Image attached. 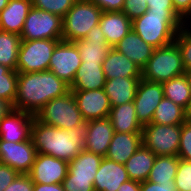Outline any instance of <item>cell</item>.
<instances>
[{"label":"cell","mask_w":191,"mask_h":191,"mask_svg":"<svg viewBox=\"0 0 191 191\" xmlns=\"http://www.w3.org/2000/svg\"><path fill=\"white\" fill-rule=\"evenodd\" d=\"M70 87L52 71L18 73L17 94L14 109L35 116L54 98L64 96Z\"/></svg>","instance_id":"obj_1"},{"label":"cell","mask_w":191,"mask_h":191,"mask_svg":"<svg viewBox=\"0 0 191 191\" xmlns=\"http://www.w3.org/2000/svg\"><path fill=\"white\" fill-rule=\"evenodd\" d=\"M86 127L63 130L33 119L31 140L37 153L70 162L85 146Z\"/></svg>","instance_id":"obj_2"},{"label":"cell","mask_w":191,"mask_h":191,"mask_svg":"<svg viewBox=\"0 0 191 191\" xmlns=\"http://www.w3.org/2000/svg\"><path fill=\"white\" fill-rule=\"evenodd\" d=\"M183 19L176 12H151L149 9L132 20V30L154 48L175 41L177 32L183 27Z\"/></svg>","instance_id":"obj_3"},{"label":"cell","mask_w":191,"mask_h":191,"mask_svg":"<svg viewBox=\"0 0 191 191\" xmlns=\"http://www.w3.org/2000/svg\"><path fill=\"white\" fill-rule=\"evenodd\" d=\"M185 74L180 50L175 42L154 48L151 58L142 69V79L164 83Z\"/></svg>","instance_id":"obj_4"},{"label":"cell","mask_w":191,"mask_h":191,"mask_svg":"<svg viewBox=\"0 0 191 191\" xmlns=\"http://www.w3.org/2000/svg\"><path fill=\"white\" fill-rule=\"evenodd\" d=\"M34 117L44 124L63 130L85 126V121L71 90L64 96L49 101Z\"/></svg>","instance_id":"obj_5"},{"label":"cell","mask_w":191,"mask_h":191,"mask_svg":"<svg viewBox=\"0 0 191 191\" xmlns=\"http://www.w3.org/2000/svg\"><path fill=\"white\" fill-rule=\"evenodd\" d=\"M102 10L90 0H76L62 18L63 40L74 42L84 39L88 32L99 25Z\"/></svg>","instance_id":"obj_6"},{"label":"cell","mask_w":191,"mask_h":191,"mask_svg":"<svg viewBox=\"0 0 191 191\" xmlns=\"http://www.w3.org/2000/svg\"><path fill=\"white\" fill-rule=\"evenodd\" d=\"M63 39L21 40L16 71L18 73L48 70L53 50Z\"/></svg>","instance_id":"obj_7"},{"label":"cell","mask_w":191,"mask_h":191,"mask_svg":"<svg viewBox=\"0 0 191 191\" xmlns=\"http://www.w3.org/2000/svg\"><path fill=\"white\" fill-rule=\"evenodd\" d=\"M181 137V125L150 123L142 128V145L156 156H177Z\"/></svg>","instance_id":"obj_8"},{"label":"cell","mask_w":191,"mask_h":191,"mask_svg":"<svg viewBox=\"0 0 191 191\" xmlns=\"http://www.w3.org/2000/svg\"><path fill=\"white\" fill-rule=\"evenodd\" d=\"M62 26L59 15L32 7L24 22L21 40L63 39Z\"/></svg>","instance_id":"obj_9"},{"label":"cell","mask_w":191,"mask_h":191,"mask_svg":"<svg viewBox=\"0 0 191 191\" xmlns=\"http://www.w3.org/2000/svg\"><path fill=\"white\" fill-rule=\"evenodd\" d=\"M81 62L80 53L74 42L60 40L53 50L48 70L70 86Z\"/></svg>","instance_id":"obj_10"},{"label":"cell","mask_w":191,"mask_h":191,"mask_svg":"<svg viewBox=\"0 0 191 191\" xmlns=\"http://www.w3.org/2000/svg\"><path fill=\"white\" fill-rule=\"evenodd\" d=\"M37 151L32 140L12 142L0 140V163L8 165L19 174H28Z\"/></svg>","instance_id":"obj_11"},{"label":"cell","mask_w":191,"mask_h":191,"mask_svg":"<svg viewBox=\"0 0 191 191\" xmlns=\"http://www.w3.org/2000/svg\"><path fill=\"white\" fill-rule=\"evenodd\" d=\"M163 97L162 83L149 82L142 78L140 79L133 102L137 120L142 126L152 122L155 109Z\"/></svg>","instance_id":"obj_12"},{"label":"cell","mask_w":191,"mask_h":191,"mask_svg":"<svg viewBox=\"0 0 191 191\" xmlns=\"http://www.w3.org/2000/svg\"><path fill=\"white\" fill-rule=\"evenodd\" d=\"M68 165L66 161L37 153L28 176L34 183H62L68 173Z\"/></svg>","instance_id":"obj_13"},{"label":"cell","mask_w":191,"mask_h":191,"mask_svg":"<svg viewBox=\"0 0 191 191\" xmlns=\"http://www.w3.org/2000/svg\"><path fill=\"white\" fill-rule=\"evenodd\" d=\"M72 93L85 122L109 116L111 106L104 88L72 91Z\"/></svg>","instance_id":"obj_14"},{"label":"cell","mask_w":191,"mask_h":191,"mask_svg":"<svg viewBox=\"0 0 191 191\" xmlns=\"http://www.w3.org/2000/svg\"><path fill=\"white\" fill-rule=\"evenodd\" d=\"M34 116L14 109L0 121V140L21 142L31 140Z\"/></svg>","instance_id":"obj_15"},{"label":"cell","mask_w":191,"mask_h":191,"mask_svg":"<svg viewBox=\"0 0 191 191\" xmlns=\"http://www.w3.org/2000/svg\"><path fill=\"white\" fill-rule=\"evenodd\" d=\"M86 136L84 149L94 154L106 156L115 133L110 119H96L85 122Z\"/></svg>","instance_id":"obj_16"},{"label":"cell","mask_w":191,"mask_h":191,"mask_svg":"<svg viewBox=\"0 0 191 191\" xmlns=\"http://www.w3.org/2000/svg\"><path fill=\"white\" fill-rule=\"evenodd\" d=\"M128 180L130 178L123 164L103 157L93 187L95 191H117L119 186Z\"/></svg>","instance_id":"obj_17"},{"label":"cell","mask_w":191,"mask_h":191,"mask_svg":"<svg viewBox=\"0 0 191 191\" xmlns=\"http://www.w3.org/2000/svg\"><path fill=\"white\" fill-rule=\"evenodd\" d=\"M82 61L103 64L107 52L111 48L99 25L93 27L84 39L74 41Z\"/></svg>","instance_id":"obj_18"},{"label":"cell","mask_w":191,"mask_h":191,"mask_svg":"<svg viewBox=\"0 0 191 191\" xmlns=\"http://www.w3.org/2000/svg\"><path fill=\"white\" fill-rule=\"evenodd\" d=\"M99 26L107 44L113 48L132 29V21L122 12H102Z\"/></svg>","instance_id":"obj_19"},{"label":"cell","mask_w":191,"mask_h":191,"mask_svg":"<svg viewBox=\"0 0 191 191\" xmlns=\"http://www.w3.org/2000/svg\"><path fill=\"white\" fill-rule=\"evenodd\" d=\"M32 7V0H9L0 12V30L20 35Z\"/></svg>","instance_id":"obj_20"},{"label":"cell","mask_w":191,"mask_h":191,"mask_svg":"<svg viewBox=\"0 0 191 191\" xmlns=\"http://www.w3.org/2000/svg\"><path fill=\"white\" fill-rule=\"evenodd\" d=\"M113 48L133 61L141 70L151 58L154 50V47L143 41L132 29Z\"/></svg>","instance_id":"obj_21"},{"label":"cell","mask_w":191,"mask_h":191,"mask_svg":"<svg viewBox=\"0 0 191 191\" xmlns=\"http://www.w3.org/2000/svg\"><path fill=\"white\" fill-rule=\"evenodd\" d=\"M141 145L142 133L115 132L105 157L124 165Z\"/></svg>","instance_id":"obj_22"},{"label":"cell","mask_w":191,"mask_h":191,"mask_svg":"<svg viewBox=\"0 0 191 191\" xmlns=\"http://www.w3.org/2000/svg\"><path fill=\"white\" fill-rule=\"evenodd\" d=\"M142 77H116L106 79L104 90L108 96L110 106H119L133 102Z\"/></svg>","instance_id":"obj_23"},{"label":"cell","mask_w":191,"mask_h":191,"mask_svg":"<svg viewBox=\"0 0 191 191\" xmlns=\"http://www.w3.org/2000/svg\"><path fill=\"white\" fill-rule=\"evenodd\" d=\"M106 79L142 77V70L124 54L110 48L102 64Z\"/></svg>","instance_id":"obj_24"},{"label":"cell","mask_w":191,"mask_h":191,"mask_svg":"<svg viewBox=\"0 0 191 191\" xmlns=\"http://www.w3.org/2000/svg\"><path fill=\"white\" fill-rule=\"evenodd\" d=\"M105 82L102 64L82 61L69 87L71 91L96 90L103 89Z\"/></svg>","instance_id":"obj_25"},{"label":"cell","mask_w":191,"mask_h":191,"mask_svg":"<svg viewBox=\"0 0 191 191\" xmlns=\"http://www.w3.org/2000/svg\"><path fill=\"white\" fill-rule=\"evenodd\" d=\"M108 118L115 132L142 133L143 126L137 120L134 102L111 107Z\"/></svg>","instance_id":"obj_26"},{"label":"cell","mask_w":191,"mask_h":191,"mask_svg":"<svg viewBox=\"0 0 191 191\" xmlns=\"http://www.w3.org/2000/svg\"><path fill=\"white\" fill-rule=\"evenodd\" d=\"M156 157L151 150L141 145L124 164L129 178L138 182L146 181Z\"/></svg>","instance_id":"obj_27"},{"label":"cell","mask_w":191,"mask_h":191,"mask_svg":"<svg viewBox=\"0 0 191 191\" xmlns=\"http://www.w3.org/2000/svg\"><path fill=\"white\" fill-rule=\"evenodd\" d=\"M102 159L103 156L83 149L69 162L68 173L74 178L92 179V182H94Z\"/></svg>","instance_id":"obj_28"},{"label":"cell","mask_w":191,"mask_h":191,"mask_svg":"<svg viewBox=\"0 0 191 191\" xmlns=\"http://www.w3.org/2000/svg\"><path fill=\"white\" fill-rule=\"evenodd\" d=\"M162 86L165 98L189 112L191 108V89L185 74L162 83Z\"/></svg>","instance_id":"obj_29"},{"label":"cell","mask_w":191,"mask_h":191,"mask_svg":"<svg viewBox=\"0 0 191 191\" xmlns=\"http://www.w3.org/2000/svg\"><path fill=\"white\" fill-rule=\"evenodd\" d=\"M188 119V112L183 107L163 97L155 109L151 123L160 125H182Z\"/></svg>","instance_id":"obj_30"},{"label":"cell","mask_w":191,"mask_h":191,"mask_svg":"<svg viewBox=\"0 0 191 191\" xmlns=\"http://www.w3.org/2000/svg\"><path fill=\"white\" fill-rule=\"evenodd\" d=\"M179 160L178 156H157L147 181L157 184H173Z\"/></svg>","instance_id":"obj_31"},{"label":"cell","mask_w":191,"mask_h":191,"mask_svg":"<svg viewBox=\"0 0 191 191\" xmlns=\"http://www.w3.org/2000/svg\"><path fill=\"white\" fill-rule=\"evenodd\" d=\"M21 36L0 30V65L16 70Z\"/></svg>","instance_id":"obj_32"},{"label":"cell","mask_w":191,"mask_h":191,"mask_svg":"<svg viewBox=\"0 0 191 191\" xmlns=\"http://www.w3.org/2000/svg\"><path fill=\"white\" fill-rule=\"evenodd\" d=\"M18 84V72L0 65V98L14 105Z\"/></svg>","instance_id":"obj_33"},{"label":"cell","mask_w":191,"mask_h":191,"mask_svg":"<svg viewBox=\"0 0 191 191\" xmlns=\"http://www.w3.org/2000/svg\"><path fill=\"white\" fill-rule=\"evenodd\" d=\"M75 2L76 0H32V6L63 18Z\"/></svg>","instance_id":"obj_34"},{"label":"cell","mask_w":191,"mask_h":191,"mask_svg":"<svg viewBox=\"0 0 191 191\" xmlns=\"http://www.w3.org/2000/svg\"><path fill=\"white\" fill-rule=\"evenodd\" d=\"M174 42L180 50L185 72L191 71V31L182 27L177 32Z\"/></svg>","instance_id":"obj_35"},{"label":"cell","mask_w":191,"mask_h":191,"mask_svg":"<svg viewBox=\"0 0 191 191\" xmlns=\"http://www.w3.org/2000/svg\"><path fill=\"white\" fill-rule=\"evenodd\" d=\"M174 184L176 191H191V161L179 160Z\"/></svg>","instance_id":"obj_36"},{"label":"cell","mask_w":191,"mask_h":191,"mask_svg":"<svg viewBox=\"0 0 191 191\" xmlns=\"http://www.w3.org/2000/svg\"><path fill=\"white\" fill-rule=\"evenodd\" d=\"M180 159L191 161V119L181 125L178 155Z\"/></svg>","instance_id":"obj_37"},{"label":"cell","mask_w":191,"mask_h":191,"mask_svg":"<svg viewBox=\"0 0 191 191\" xmlns=\"http://www.w3.org/2000/svg\"><path fill=\"white\" fill-rule=\"evenodd\" d=\"M65 191H95L92 179L74 178V176L67 173L62 181Z\"/></svg>","instance_id":"obj_38"},{"label":"cell","mask_w":191,"mask_h":191,"mask_svg":"<svg viewBox=\"0 0 191 191\" xmlns=\"http://www.w3.org/2000/svg\"><path fill=\"white\" fill-rule=\"evenodd\" d=\"M147 1L150 0H125L122 12L132 21L148 10Z\"/></svg>","instance_id":"obj_39"},{"label":"cell","mask_w":191,"mask_h":191,"mask_svg":"<svg viewBox=\"0 0 191 191\" xmlns=\"http://www.w3.org/2000/svg\"><path fill=\"white\" fill-rule=\"evenodd\" d=\"M34 182L28 174H19L4 191H33Z\"/></svg>","instance_id":"obj_40"},{"label":"cell","mask_w":191,"mask_h":191,"mask_svg":"<svg viewBox=\"0 0 191 191\" xmlns=\"http://www.w3.org/2000/svg\"><path fill=\"white\" fill-rule=\"evenodd\" d=\"M18 175L13 168L0 163V191H4Z\"/></svg>","instance_id":"obj_41"},{"label":"cell","mask_w":191,"mask_h":191,"mask_svg":"<svg viewBox=\"0 0 191 191\" xmlns=\"http://www.w3.org/2000/svg\"><path fill=\"white\" fill-rule=\"evenodd\" d=\"M103 12L122 11L125 0H90Z\"/></svg>","instance_id":"obj_42"},{"label":"cell","mask_w":191,"mask_h":191,"mask_svg":"<svg viewBox=\"0 0 191 191\" xmlns=\"http://www.w3.org/2000/svg\"><path fill=\"white\" fill-rule=\"evenodd\" d=\"M147 8L151 12H176L172 0H150L147 1Z\"/></svg>","instance_id":"obj_43"},{"label":"cell","mask_w":191,"mask_h":191,"mask_svg":"<svg viewBox=\"0 0 191 191\" xmlns=\"http://www.w3.org/2000/svg\"><path fill=\"white\" fill-rule=\"evenodd\" d=\"M140 191H176L175 184H157L151 181L140 182Z\"/></svg>","instance_id":"obj_44"},{"label":"cell","mask_w":191,"mask_h":191,"mask_svg":"<svg viewBox=\"0 0 191 191\" xmlns=\"http://www.w3.org/2000/svg\"><path fill=\"white\" fill-rule=\"evenodd\" d=\"M172 4L183 20L191 13V0H172Z\"/></svg>","instance_id":"obj_45"},{"label":"cell","mask_w":191,"mask_h":191,"mask_svg":"<svg viewBox=\"0 0 191 191\" xmlns=\"http://www.w3.org/2000/svg\"><path fill=\"white\" fill-rule=\"evenodd\" d=\"M33 191H65L62 183L57 184H41L34 183Z\"/></svg>","instance_id":"obj_46"},{"label":"cell","mask_w":191,"mask_h":191,"mask_svg":"<svg viewBox=\"0 0 191 191\" xmlns=\"http://www.w3.org/2000/svg\"><path fill=\"white\" fill-rule=\"evenodd\" d=\"M117 191H140V182L130 179L122 183Z\"/></svg>","instance_id":"obj_47"},{"label":"cell","mask_w":191,"mask_h":191,"mask_svg":"<svg viewBox=\"0 0 191 191\" xmlns=\"http://www.w3.org/2000/svg\"><path fill=\"white\" fill-rule=\"evenodd\" d=\"M12 110H14L13 104L5 99L0 98V121Z\"/></svg>","instance_id":"obj_48"},{"label":"cell","mask_w":191,"mask_h":191,"mask_svg":"<svg viewBox=\"0 0 191 191\" xmlns=\"http://www.w3.org/2000/svg\"><path fill=\"white\" fill-rule=\"evenodd\" d=\"M183 27L188 31H191V13L184 19Z\"/></svg>","instance_id":"obj_49"},{"label":"cell","mask_w":191,"mask_h":191,"mask_svg":"<svg viewBox=\"0 0 191 191\" xmlns=\"http://www.w3.org/2000/svg\"><path fill=\"white\" fill-rule=\"evenodd\" d=\"M9 0H0V12L7 6Z\"/></svg>","instance_id":"obj_50"},{"label":"cell","mask_w":191,"mask_h":191,"mask_svg":"<svg viewBox=\"0 0 191 191\" xmlns=\"http://www.w3.org/2000/svg\"><path fill=\"white\" fill-rule=\"evenodd\" d=\"M185 75H186V77L188 79L189 86H190V89H191V71H186Z\"/></svg>","instance_id":"obj_51"}]
</instances>
